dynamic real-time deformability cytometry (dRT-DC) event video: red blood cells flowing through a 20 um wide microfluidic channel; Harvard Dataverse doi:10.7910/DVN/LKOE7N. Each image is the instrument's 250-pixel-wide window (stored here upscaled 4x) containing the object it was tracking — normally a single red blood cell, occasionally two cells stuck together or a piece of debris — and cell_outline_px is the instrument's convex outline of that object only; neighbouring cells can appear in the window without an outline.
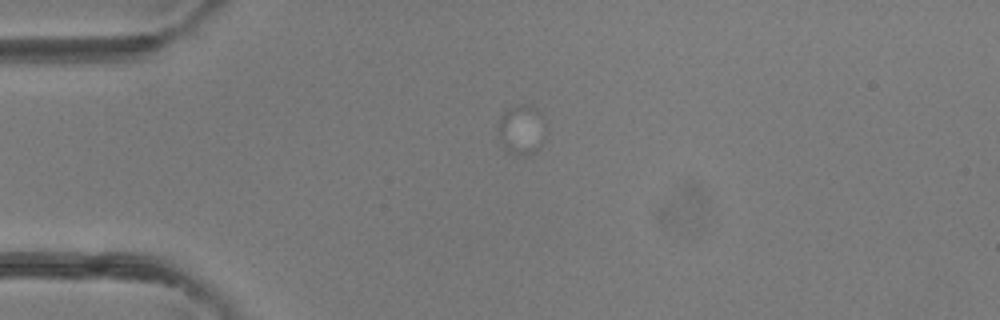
{"species": "common noctule bat (a hibernating species)", "species_latin": "Nyctalus noctula", "temperature_condition": "room temperature", "stored_images_in_passage": 2, "camera_frame_rate_fps": 3000, "um_per_image_px": 0.085, "animal": {"sex": "female"}, "frame": {"image": 1, "passage_image": 1, "time_ms": 0.0, "image_size_px": [1000, 320], "cell_outline_px": [[540, 144], [536, 152], [524, 156], [508, 152], [504, 148], [500, 140], [496, 128], [500, 116], [508, 108], [520, 104], [528, 104], [536, 108], [540, 112]], "centroid_in_image_um": [44.21, 11.02], "position_along_channel_um": 40.8, "area_um2": 13.29}}